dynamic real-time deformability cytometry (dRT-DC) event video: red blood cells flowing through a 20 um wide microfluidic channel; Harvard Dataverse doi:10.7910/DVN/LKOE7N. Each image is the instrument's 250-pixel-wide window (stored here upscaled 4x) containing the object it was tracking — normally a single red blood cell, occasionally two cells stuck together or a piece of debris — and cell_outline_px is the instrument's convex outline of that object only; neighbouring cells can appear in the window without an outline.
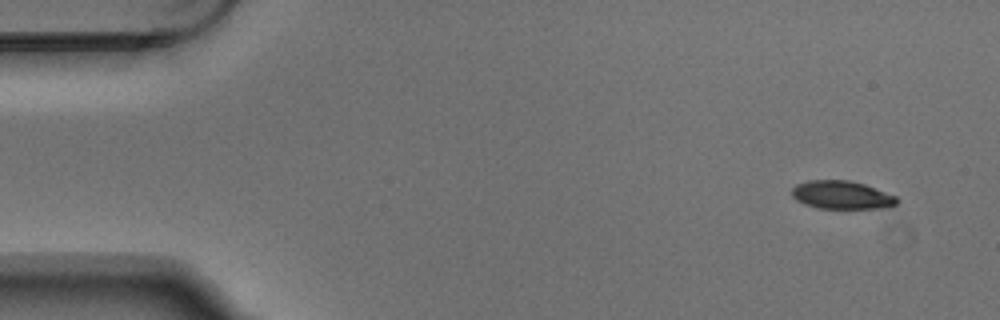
{"species": "Egyptian fruit bat (a non-hibernating species)", "species_latin": "Rousettus aegyptiacus", "temperature_condition": "warm", "stored_images_in_passage": 5, "camera_frame_rate_fps": 3000, "um_per_image_px": 0.085, "animal": {"sex": "male"}, "frame": {"image": 1, "passage_image": 1, "time_ms": 0.0, "image_size_px": [1000, 320], "cell_outline_px": [[900, 200], [892, 208], [820, 208], [804, 204], [796, 200], [792, 196], [792, 188], [796, 184], [808, 180], [848, 180], [864, 184], [896, 196]], "centroid_in_image_um": [71.56, 16.57], "position_along_channel_um": 13.4, "area_um2": 17.34}}
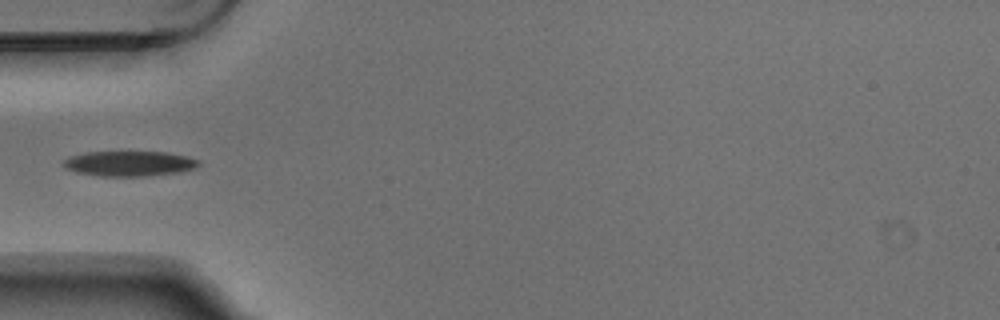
{"frame": {"image": 2, "passage_image": 4, "time_ms": 1.0, "image_size_px": [1000, 320], "cell_outline_px": [[200, 164], [196, 168], [180, 172], [144, 176], [100, 176], [76, 172], [64, 168], [64, 160], [68, 156], [88, 152], [168, 152], [200, 160]], "centroid_in_image_um": [10.99, 13.9], "position_along_channel_um": 74.0, "area_um2": 19.83}}
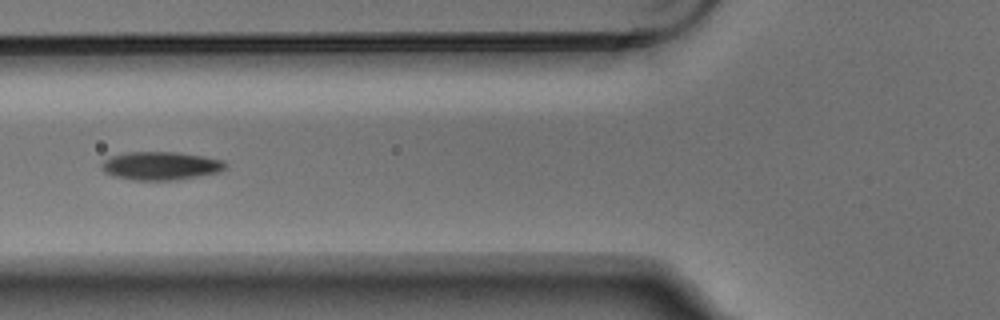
{"frame": {"image": 3, "passage_image": 5, "time_ms": 1.333, "image_size_px": [1000, 320], "cell_outline_px": [[228, 164], [224, 168], [216, 172], [196, 176], [172, 180], [132, 180], [116, 176], [104, 172], [100, 168], [100, 164], [104, 160], [112, 156], [124, 152], [176, 152], [204, 156], [224, 160]], "centroid_in_image_um": [13.62, 14.08], "position_along_channel_um": 112.2, "area_um2": 20.29}}